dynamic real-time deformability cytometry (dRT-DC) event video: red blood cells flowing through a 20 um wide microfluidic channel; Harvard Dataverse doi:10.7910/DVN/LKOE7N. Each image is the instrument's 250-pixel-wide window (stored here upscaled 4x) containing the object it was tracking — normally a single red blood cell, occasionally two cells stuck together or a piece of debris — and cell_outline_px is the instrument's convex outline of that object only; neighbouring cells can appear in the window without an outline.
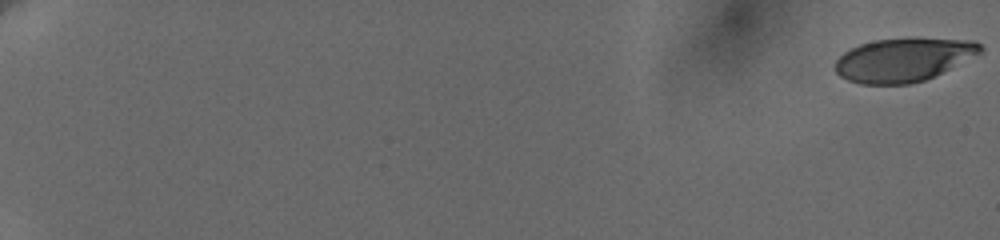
{"species": "human", "species_latin": "Homo sapiens", "temperature_condition": "cold", "stored_images_in_passage": 19, "camera_frame_rate_fps": 3000, "um_per_image_px": 0.085, "donor": {"sex": "female"}, "frame": {"image": 1, "passage_image": 1, "time_ms": 0.0, "image_size_px": [1000, 240], "cell_outline_px": [[984, 52], [924, 80], [908, 84], [860, 84], [848, 80], [840, 76], [836, 72], [836, 60], [844, 52], [860, 44], [876, 40], [972, 40], [980, 44], [984, 48]], "centroid_in_image_um": [76.78, 5.11], "position_along_channel_um": 8.2, "area_um2": 35.84}}